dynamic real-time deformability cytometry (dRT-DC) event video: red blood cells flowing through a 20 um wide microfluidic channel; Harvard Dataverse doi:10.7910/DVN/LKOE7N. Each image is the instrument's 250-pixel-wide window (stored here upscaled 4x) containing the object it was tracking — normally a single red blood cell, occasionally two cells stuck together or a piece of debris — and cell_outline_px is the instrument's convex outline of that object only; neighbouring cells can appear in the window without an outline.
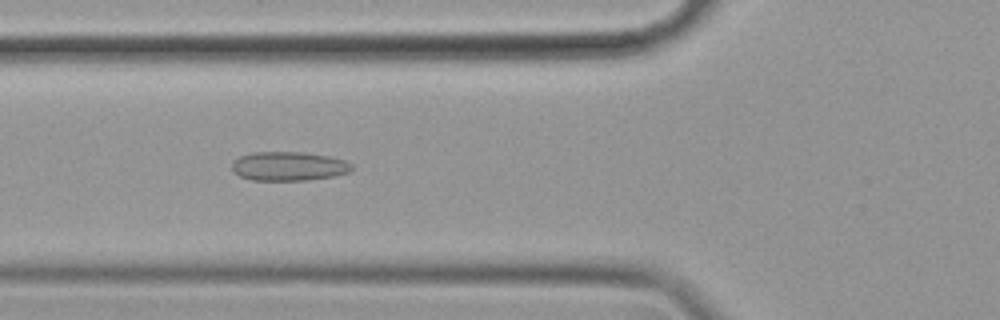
{"species": "common noctule bat (a hibernating species)", "species_latin": "Nyctalus noctula", "temperature_condition": "cold", "stored_images_in_passage": 36, "camera_frame_rate_fps": 3000, "um_per_image_px": 0.085, "animal": {"sex": "female", "body_mass_g": 19.9}, "frame": {"image": 1, "passage_image": 4, "time_ms": 1.0, "image_size_px": [1000, 320], "cell_outline_px": [[352, 168], [348, 172], [332, 176], [308, 180], [252, 180], [240, 176], [232, 172], [232, 160], [240, 156], [252, 152], [304, 152], [328, 156], [344, 160], [352, 164]], "centroid_in_image_um": [24.49, 14.12], "position_along_channel_um": 101.3, "area_um2": 20.29}}
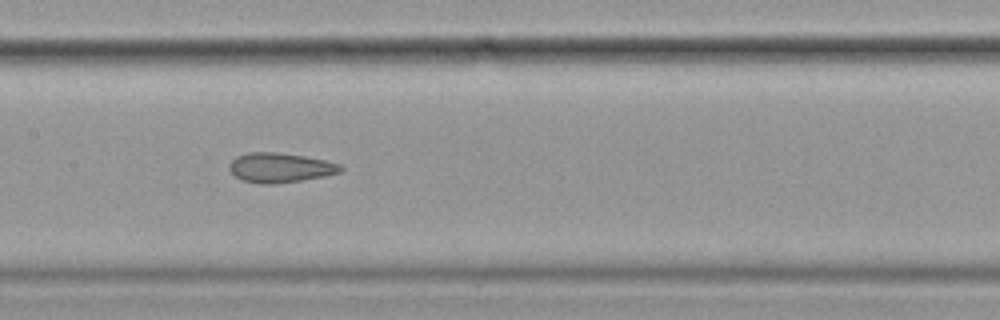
{"frame": {"image": 2, "passage_image": 11, "time_ms": 3.333, "image_size_px": [1000, 320], "cell_outline_px": [[344, 168], [340, 172], [324, 176], [300, 180], [272, 184], [260, 184], [240, 180], [228, 168], [228, 164], [236, 156], [248, 152], [276, 152], [304, 156], [324, 160], [340, 164]], "centroid_in_image_um": [23.77, 14.25], "position_along_channel_um": 183.6, "area_um2": 19.19}}
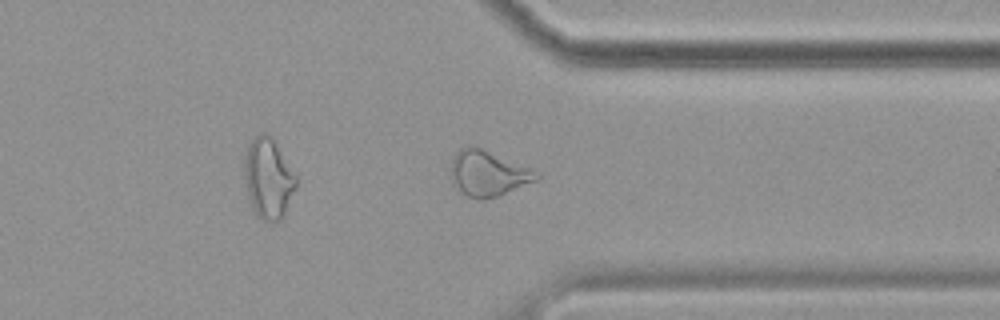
{"frame": {"image": 3, "passage_image": 27, "time_ms": 8.667, "image_size_px": [1000, 320], "cell_outline_px": [[540, 176], [536, 180], [496, 196], [484, 200], [476, 200], [460, 196], [452, 180], [452, 156], [460, 148], [468, 144], [476, 144], [528, 168]], "centroid_in_image_um": [41.37, 14.73], "position_along_channel_um": 370.0, "area_um2": 22.89}, "authors_computed_cell_mechanics": {"area_um2": 19.4208, "velocity_mm_per_s": 3.5152, "shape_relaxation_time_tau1_ms": null, "shape_relaxation_time_tau2_ms": 2.7744, "deformation_change_tau1": null, "deformation_change_tau2": 0.1056}}